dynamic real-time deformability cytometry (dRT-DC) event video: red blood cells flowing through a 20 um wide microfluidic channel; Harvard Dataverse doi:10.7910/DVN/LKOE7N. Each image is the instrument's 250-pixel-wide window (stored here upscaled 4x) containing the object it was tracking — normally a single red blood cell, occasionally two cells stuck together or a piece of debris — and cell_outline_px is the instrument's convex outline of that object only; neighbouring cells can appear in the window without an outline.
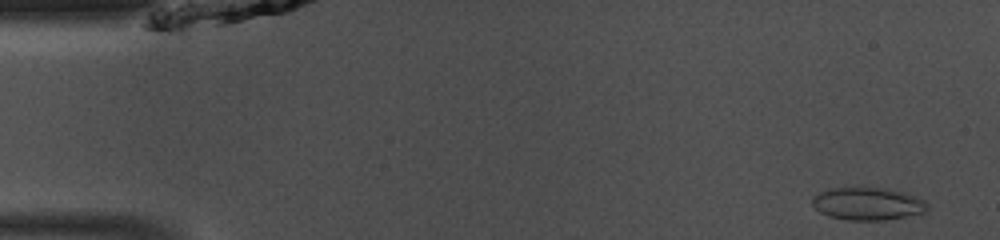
{"species": "common noctule bat (a hibernating species)", "species_latin": "Nyctalus noctula", "temperature_condition": "room temperature", "stored_images_in_passage": 48, "camera_frame_rate_fps": 3000, "um_per_image_px": 0.085, "animal": {"sex": "male", "body_mass_g": 13.0, "forearm_length_mm": 53.1}, "frame": {"image": 1, "passage_image": 3, "time_ms": 0.667, "image_size_px": [1000, 240], "cell_outline_px": [[928, 208], [924, 212], [884, 220], [848, 220], [828, 216], [820, 212], [812, 204], [812, 196], [828, 188], [864, 184], [888, 188], [904, 192], [924, 200], [928, 204]], "centroid_in_image_um": [73.7, 17.26], "position_along_channel_um": 11.3, "area_um2": 22.66}}
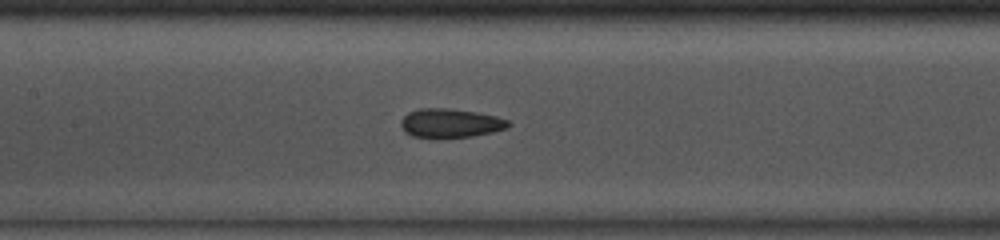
{"frame": {"image": 2, "passage_image": 22, "time_ms": 7.0, "image_size_px": [1000, 240], "cell_outline_px": [[512, 124], [508, 128], [492, 132], [472, 136], [412, 136], [404, 132], [400, 124], [400, 120], [408, 112], [420, 108], [448, 108], [476, 112], [496, 116], [508, 120]], "centroid_in_image_um": [38.29, 10.44], "position_along_channel_um": 169.1, "area_um2": 17.86}}
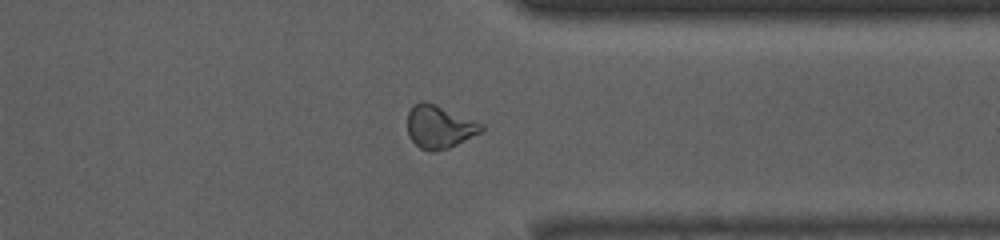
{"frame": {"image": 3, "passage_image": 37, "time_ms": 12.0, "image_size_px": [1000, 240], "cell_outline_px": [[484, 128], [480, 132], [448, 148], [432, 152], [428, 152], [420, 148], [408, 136], [408, 112], [420, 100], [436, 104], [484, 124]], "centroid_in_image_um": [37.33, 10.78], "position_along_channel_um": 374.1, "area_um2": 18.32}, "authors_computed_cell_mechanics": {"area_um2": 18.5827, "velocity_mm_per_s": 4.1576, "shape_relaxation_time_tau1_ms": 4.0081, "shape_relaxation_time_tau2_ms": 1.3323, "deformation_change_tau1": 0.1334, "deformation_change_tau2": 0.0852}}